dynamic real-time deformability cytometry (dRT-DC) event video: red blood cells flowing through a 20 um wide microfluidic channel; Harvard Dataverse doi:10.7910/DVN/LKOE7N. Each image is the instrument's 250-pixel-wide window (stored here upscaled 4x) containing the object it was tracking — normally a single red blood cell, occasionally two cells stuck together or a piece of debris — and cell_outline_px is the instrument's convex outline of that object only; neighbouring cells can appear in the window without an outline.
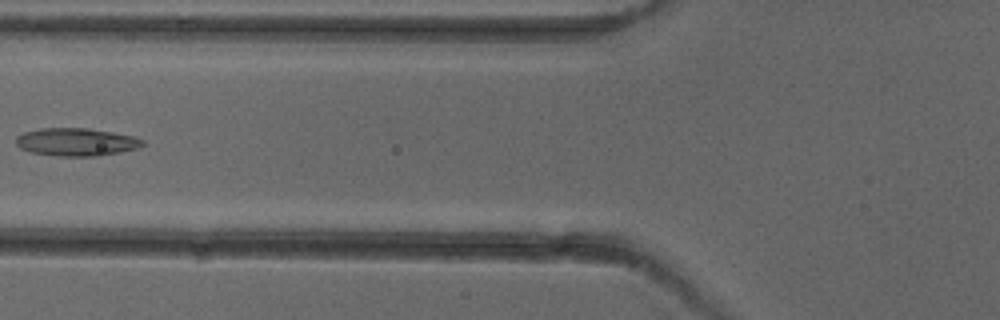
{"species": "common noctule bat (a hibernating species)", "species_latin": "Nyctalus noctula", "temperature_condition": "cold", "stored_images_in_passage": 7, "camera_frame_rate_fps": 3000, "um_per_image_px": 0.085, "animal": {"sex": "female"}, "frame": {"image": 1, "passage_image": 5, "time_ms": 5.0, "image_size_px": [1000, 320], "cell_outline_px": [[144, 144], [140, 148], [96, 156], [56, 156], [32, 152], [20, 148], [16, 144], [16, 136], [24, 132], [40, 128], [88, 128], [136, 136], [144, 140]], "centroid_in_image_um": [6.5, 12.06], "position_along_channel_um": 119.3, "area_um2": 20.63}}
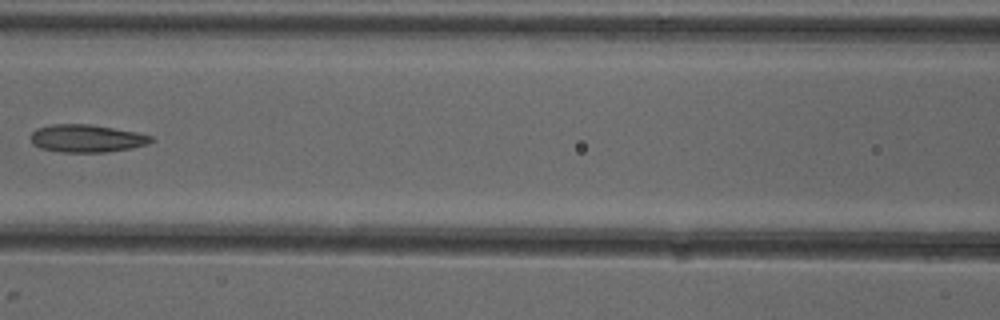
{"frame": {"image": 2, "passage_image": 6, "time_ms": 6.0, "image_size_px": [1000, 320], "cell_outline_px": [[156, 140], [148, 144], [132, 148], [108, 152], [60, 152], [40, 148], [32, 144], [32, 132], [36, 128], [52, 124], [88, 124], [136, 132], [152, 136]], "centroid_in_image_um": [7.38, 11.77], "position_along_channel_um": 159.2, "area_um2": 19.48}}
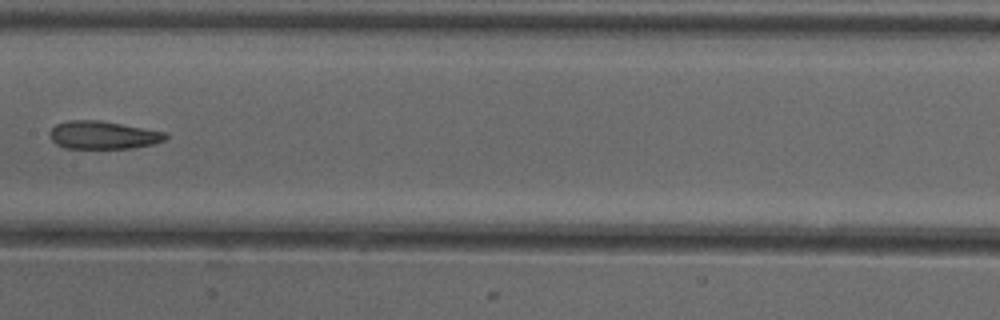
{"frame": {"image": 3, "passage_image": 7, "time_ms": 7.0, "image_size_px": [1000, 320], "cell_outline_px": [[168, 136], [164, 140], [152, 144], [132, 148], [64, 148], [56, 144], [48, 136], [48, 132], [56, 124], [68, 120], [100, 120], [164, 132]], "centroid_in_image_um": [8.69, 11.48], "position_along_channel_um": 198.7, "area_um2": 18.79}}